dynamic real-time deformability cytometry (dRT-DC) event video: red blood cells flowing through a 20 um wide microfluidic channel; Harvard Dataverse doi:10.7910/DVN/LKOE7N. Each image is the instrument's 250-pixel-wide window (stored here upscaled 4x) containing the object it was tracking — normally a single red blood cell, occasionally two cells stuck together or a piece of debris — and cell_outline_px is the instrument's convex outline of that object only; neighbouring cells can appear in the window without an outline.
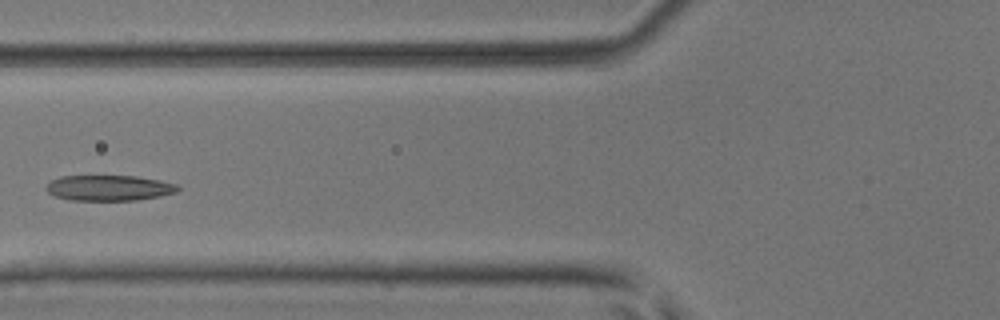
{"species": "common noctule bat (a hibernating species)", "species_latin": "Nyctalus noctula", "temperature_condition": "room temperature", "stored_images_in_passage": 4, "camera_frame_rate_fps": 3000, "um_per_image_px": 0.085, "animal": {"sex": "male", "body_mass_g": 17.9, "forearm_length_mm": 54.2}, "frame": {"image": 1, "passage_image": 3, "time_ms": 0.667, "image_size_px": [1000, 320], "cell_outline_px": [[180, 188], [176, 192], [160, 196], [136, 200], [68, 200], [56, 196], [48, 192], [44, 188], [52, 180], [60, 176], [136, 176], [160, 180], [176, 184]], "centroid_in_image_um": [9.26, 15.97], "position_along_channel_um": 116.5, "area_um2": 19.54}}
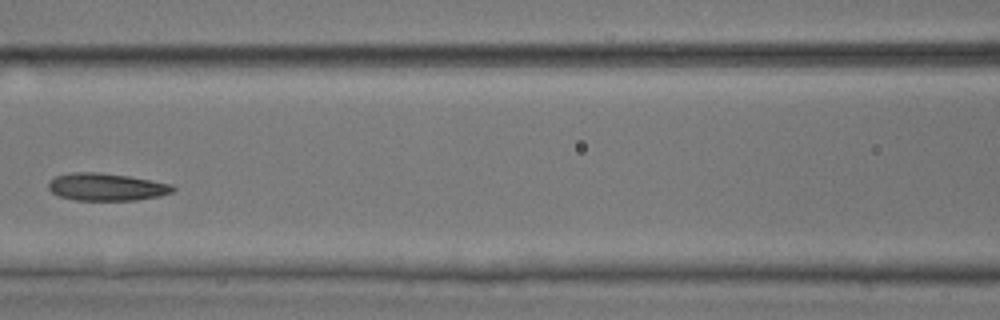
{"frame": {"image": 2, "passage_image": 4, "time_ms": 1.0, "image_size_px": [1000, 320], "cell_outline_px": [[176, 188], [172, 192], [160, 196], [136, 200], [76, 200], [60, 196], [52, 192], [48, 188], [48, 180], [56, 176], [72, 172], [96, 172], [128, 176], [172, 184]], "centroid_in_image_um": [9.04, 15.89], "position_along_channel_um": 157.6, "area_um2": 19.88}}